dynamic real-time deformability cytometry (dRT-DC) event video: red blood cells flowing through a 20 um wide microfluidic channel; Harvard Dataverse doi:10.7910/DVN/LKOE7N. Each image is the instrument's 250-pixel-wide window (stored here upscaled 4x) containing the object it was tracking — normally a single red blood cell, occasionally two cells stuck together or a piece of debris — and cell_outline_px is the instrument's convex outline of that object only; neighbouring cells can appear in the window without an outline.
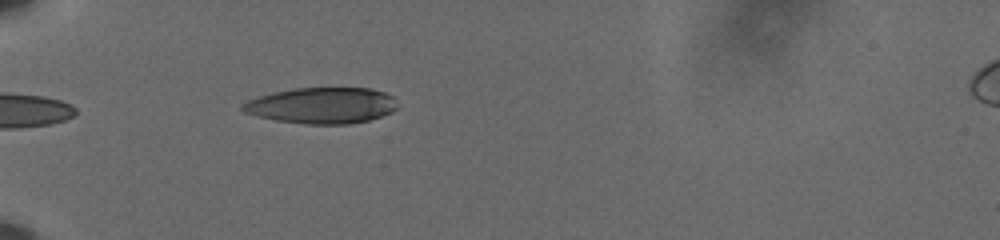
{"species": "human", "species_latin": "Homo sapiens", "temperature_condition": "cold", "stored_images_in_passage": 6, "camera_frame_rate_fps": 3000, "um_per_image_px": 0.085, "donor": {"sex": "male"}, "frame": {"image": 1, "passage_image": 1, "time_ms": 0.0, "image_size_px": [1000, 240], "cell_outline_px": [[396, 108], [392, 112], [368, 120], [348, 124], [304, 124], [276, 120], [256, 116], [244, 112], [240, 108], [240, 104], [248, 100], [272, 92], [296, 88], [368, 88], [384, 92], [392, 96]], "centroid_in_image_um": [27.3, 8.97], "position_along_channel_um": 57.7, "area_um2": 32.43}}
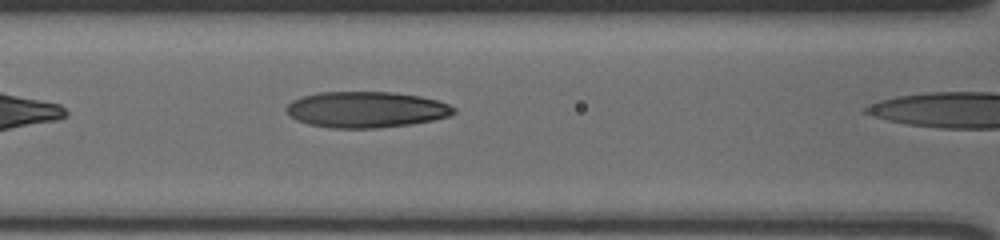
{"frame": {"image": 2, "passage_image": 5, "time_ms": 1.333, "image_size_px": [1000, 240], "cell_outline_px": [[456, 112], [448, 116], [432, 120], [412, 124], [376, 128], [332, 128], [308, 124], [296, 120], [284, 108], [292, 100], [304, 96], [320, 92], [392, 92], [420, 96], [436, 100], [448, 104], [456, 108]], "centroid_in_image_um": [31.12, 9.31], "position_along_channel_um": 135.5, "area_um2": 35.08}}